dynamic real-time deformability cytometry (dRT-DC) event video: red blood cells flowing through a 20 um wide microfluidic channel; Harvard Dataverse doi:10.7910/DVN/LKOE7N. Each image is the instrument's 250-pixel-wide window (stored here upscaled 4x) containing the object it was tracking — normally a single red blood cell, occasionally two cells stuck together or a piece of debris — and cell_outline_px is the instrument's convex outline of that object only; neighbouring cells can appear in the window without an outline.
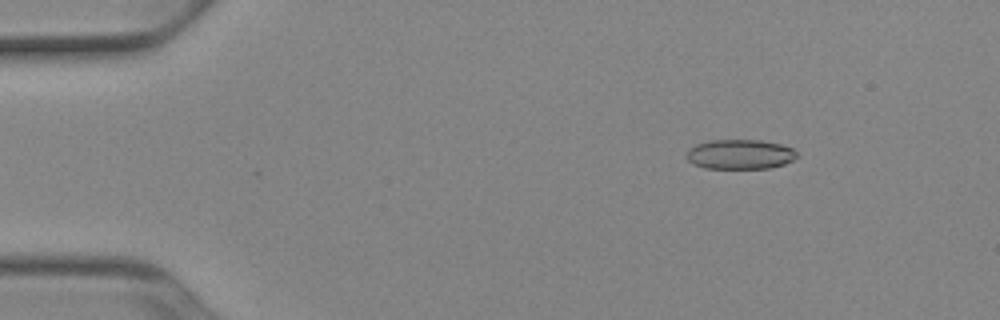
{"species": "Egyptian fruit bat (a non-hibernating species)", "species_latin": "Rousettus aegyptiacus", "temperature_condition": "cold", "stored_images_in_passage": 45, "camera_frame_rate_fps": 3000, "um_per_image_px": 0.085, "animal": {"sex": "female"}, "frame": {"image": 1, "passage_image": 1, "time_ms": 0.0, "image_size_px": [1000, 320], "cell_outline_px": [[796, 156], [792, 160], [784, 164], [768, 168], [704, 168], [692, 164], [684, 156], [688, 148], [696, 144], [712, 140], [760, 140], [780, 144], [792, 148], [796, 152]], "centroid_in_image_um": [62.84, 13.11], "position_along_channel_um": 22.2, "area_um2": 19.13}}
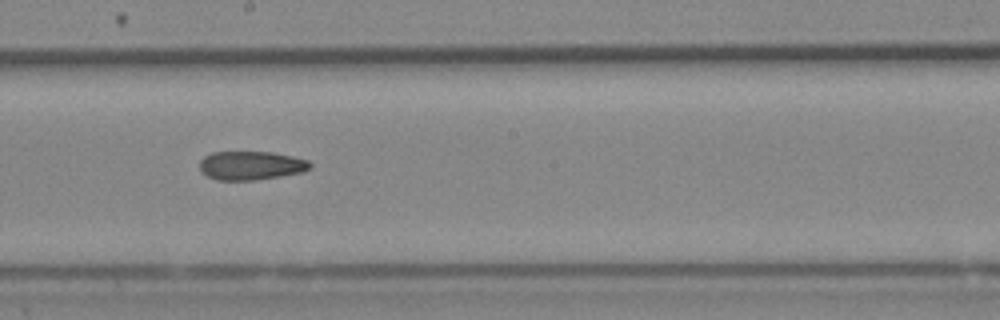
{"frame": {"image": 2, "passage_image": 23, "time_ms": 7.333, "image_size_px": [1000, 320], "cell_outline_px": [[312, 164], [304, 172], [256, 180], [216, 180], [200, 172], [200, 160], [204, 156], [212, 152], [272, 152], [292, 156], [308, 160]], "centroid_in_image_um": [21.31, 14.07], "position_along_channel_um": 226.9, "area_um2": 18.55}}
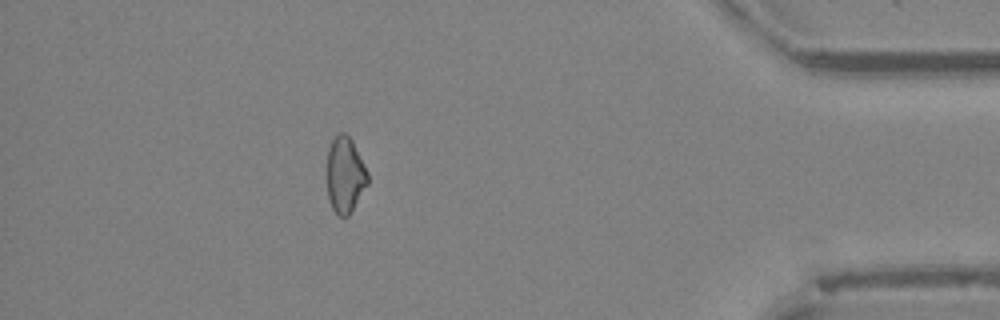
{"frame": {"image": 3, "passage_image": 40, "time_ms": 13.0, "image_size_px": [1000, 320], "cell_outline_px": [[368, 184], [348, 216], [340, 216], [332, 208], [328, 196], [324, 176], [324, 172], [328, 148], [332, 140], [340, 132], [344, 132], [352, 140], [368, 172]], "centroid_in_image_um": [29.28, 14.85], "position_along_channel_um": 405.9, "area_um2": 18.5}, "authors_computed_cell_mechanics": {"area_um2": 19.2474, "velocity_mm_per_s": 3.9417, "shape_relaxation_time_tau1_ms": null, "shape_relaxation_time_tau2_ms": 10.8446, "deformation_change_tau1": null, "deformation_change_tau2": 0.1948}}